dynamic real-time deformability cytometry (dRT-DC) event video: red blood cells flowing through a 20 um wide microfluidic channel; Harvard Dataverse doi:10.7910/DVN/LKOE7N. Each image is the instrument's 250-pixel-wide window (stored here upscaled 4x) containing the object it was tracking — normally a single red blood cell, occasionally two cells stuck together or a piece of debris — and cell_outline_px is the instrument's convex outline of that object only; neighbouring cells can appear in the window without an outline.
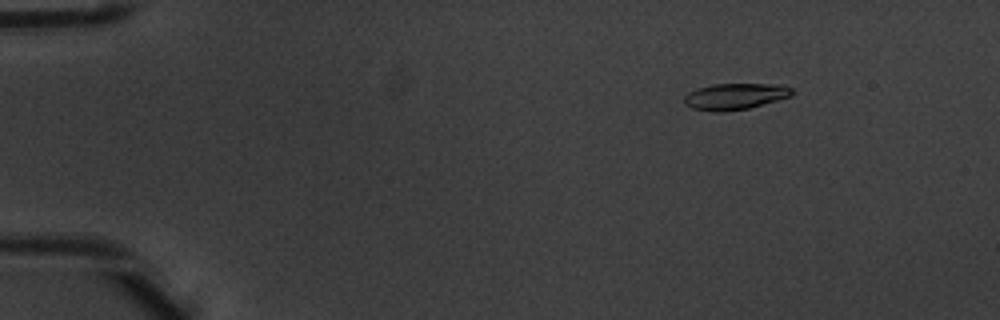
{"species": "common noctule bat (a hibernating species)", "species_latin": "Nyctalus noctula", "temperature_condition": "warm", "stored_images_in_passage": 9, "camera_frame_rate_fps": 3000, "um_per_image_px": 0.085, "animal": {"sex": "male", "body_mass_g": 20.1, "forearm_length_mm": 53.5}, "frame": {"image": 1, "passage_image": 2, "time_ms": 0.333, "image_size_px": [1000, 320], "cell_outline_px": [[792, 96], [748, 108], [692, 108], [684, 104], [684, 96], [688, 92], [712, 84], [784, 84], [792, 88]], "centroid_in_image_um": [62.56, 8.12], "position_along_channel_um": 22.4, "area_um2": 15.61}}
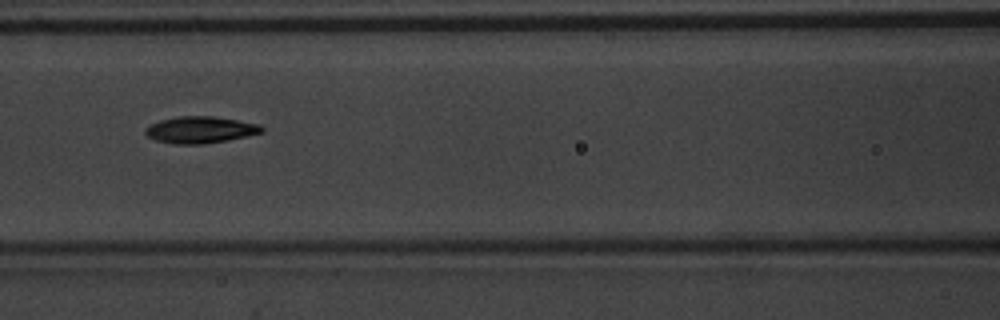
{"frame": {"image": 2, "passage_image": 7, "time_ms": 2.0, "image_size_px": [1000, 320], "cell_outline_px": [[264, 132], [228, 140], [204, 144], [176, 144], [156, 140], [148, 136], [144, 132], [144, 128], [160, 120], [176, 116], [212, 116], [260, 124], [264, 128]], "centroid_in_image_um": [17.03, 11.03], "position_along_channel_um": 149.6, "area_um2": 18.09}}